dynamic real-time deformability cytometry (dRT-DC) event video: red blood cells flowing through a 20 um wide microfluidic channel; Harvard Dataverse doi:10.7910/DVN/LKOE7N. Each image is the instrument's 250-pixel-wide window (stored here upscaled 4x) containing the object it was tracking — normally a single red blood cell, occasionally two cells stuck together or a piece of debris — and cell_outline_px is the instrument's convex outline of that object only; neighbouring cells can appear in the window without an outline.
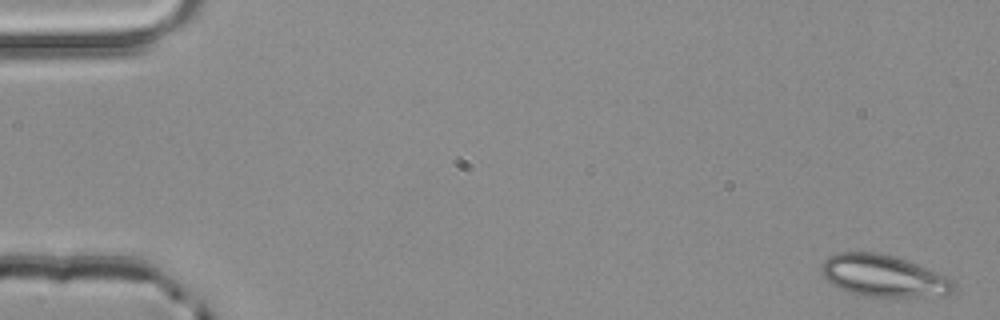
{"species": "common noctule bat (a hibernating species)", "species_latin": "Nyctalus noctula", "temperature_condition": "room temperature", "stored_images_in_passage": 4, "camera_frame_rate_fps": 3000, "um_per_image_px": 0.085, "animal": {"sex": "male", "body_mass_g": 20.4}, "frame": {"image": 1, "passage_image": 1, "time_ms": 0.0, "image_size_px": [1000, 320], "cell_outline_px": [[956, 292], [948, 296], [868, 296], [852, 292], [840, 288], [832, 284], [824, 276], [820, 268], [820, 264], [828, 256], [836, 252], [876, 252], [892, 256], [916, 264], [948, 276], [956, 284]], "centroid_in_image_um": [75.14, 23.45], "position_along_channel_um": 9.9, "area_um2": 32.19}}